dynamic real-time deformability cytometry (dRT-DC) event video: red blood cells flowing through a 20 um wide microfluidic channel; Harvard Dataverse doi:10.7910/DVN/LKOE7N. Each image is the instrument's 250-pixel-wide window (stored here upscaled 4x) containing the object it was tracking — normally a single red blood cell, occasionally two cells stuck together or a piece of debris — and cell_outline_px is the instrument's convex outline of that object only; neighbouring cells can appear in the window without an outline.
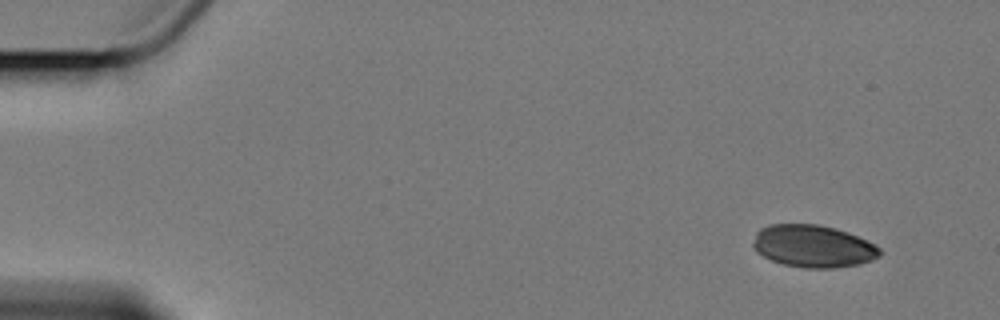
{"species": "Egyptian fruit bat (a non-hibernating species)", "species_latin": "Rousettus aegyptiacus", "temperature_condition": "cold", "stored_images_in_passage": 8, "camera_frame_rate_fps": 3000, "um_per_image_px": 0.085, "animal": {"sex": "female"}, "frame": {"image": 1, "passage_image": 1, "time_ms": 0.0, "image_size_px": [1000, 320], "cell_outline_px": [[884, 252], [880, 256], [872, 260], [860, 264], [832, 268], [804, 268], [784, 264], [772, 260], [756, 252], [752, 244], [756, 232], [760, 228], [768, 224], [816, 224], [836, 228], [848, 232], [868, 240], [876, 244]], "centroid_in_image_um": [69.15, 20.92], "position_along_channel_um": 15.9, "area_um2": 31.62}}
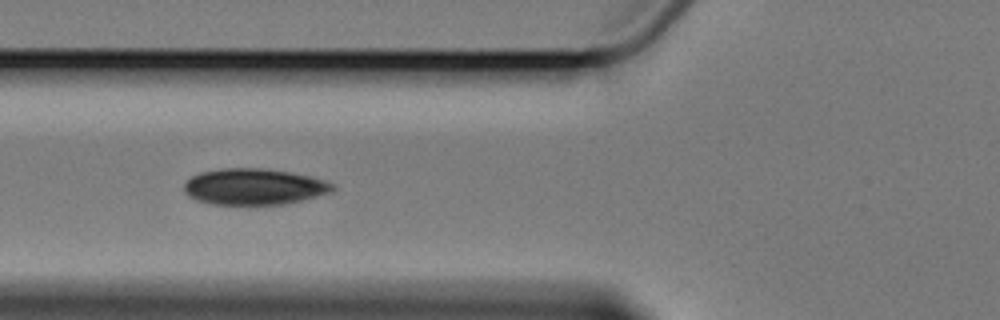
{"frame": {"image": 2, "passage_image": 6, "time_ms": 6.0, "image_size_px": [1000, 320], "cell_outline_px": [[336, 188], [332, 192], [304, 200], [288, 204], [212, 204], [196, 200], [188, 196], [184, 192], [184, 184], [192, 176], [200, 172], [224, 168], [264, 168], [288, 172], [308, 176], [324, 180], [336, 184]], "centroid_in_image_um": [21.62, 15.87], "position_along_channel_um": 104.2, "area_um2": 31.44}}
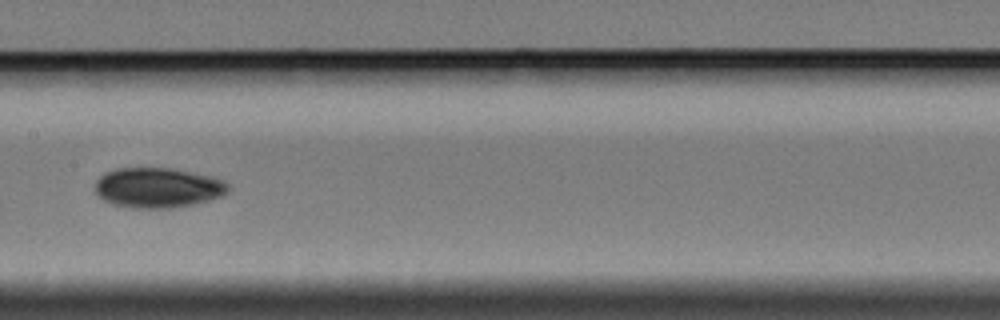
{"frame": {"image": 3, "passage_image": 8, "time_ms": 8.667, "image_size_px": [1000, 320], "cell_outline_px": [[232, 188], [224, 196], [192, 204], [172, 208], [132, 208], [112, 204], [96, 196], [96, 180], [104, 172], [116, 168], [172, 168], [216, 176], [224, 180]], "centroid_in_image_um": [13.45, 15.94], "position_along_channel_um": 193.9, "area_um2": 31.62}}